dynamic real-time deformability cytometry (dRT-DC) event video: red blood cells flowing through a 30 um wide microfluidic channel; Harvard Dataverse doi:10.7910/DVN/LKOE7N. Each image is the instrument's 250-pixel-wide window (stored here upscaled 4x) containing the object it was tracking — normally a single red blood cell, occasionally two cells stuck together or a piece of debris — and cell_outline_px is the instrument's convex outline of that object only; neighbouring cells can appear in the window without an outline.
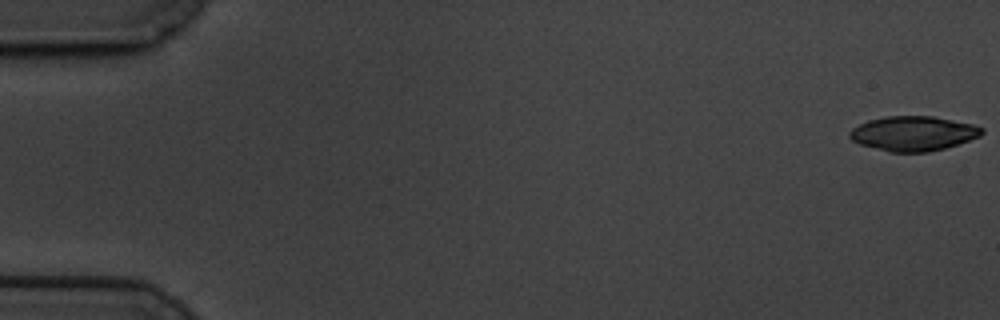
{"species": "common noctule bat (a hibernating species)", "species_latin": "Nyctalus noctula", "temperature_condition": "cold", "stored_images_in_passage": 60, "camera_frame_rate_fps": 3000, "um_per_image_px": 0.085, "animal": {"sex": "male", "body_mass_g": 19.5, "forearm_length_mm": 54.6}, "frame": {"image": 1, "passage_image": 1, "time_ms": 0.0, "image_size_px": [1000, 320], "cell_outline_px": [[984, 132], [980, 136], [944, 148], [928, 152], [888, 152], [860, 144], [852, 140], [848, 136], [848, 132], [852, 128], [868, 120], [884, 116], [932, 116], [972, 124], [984, 128]], "centroid_in_image_um": [77.59, 11.34], "position_along_channel_um": 7.4, "area_um2": 26.65}}
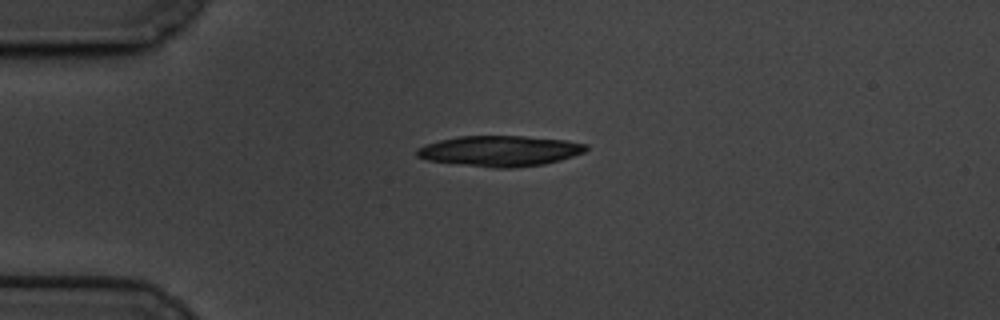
{"frame": {"image": 2, "passage_image": 15, "time_ms": 4.667, "image_size_px": [1000, 320], "cell_outline_px": [[588, 148], [584, 152], [560, 160], [544, 164], [512, 168], [496, 168], [428, 160], [416, 156], [416, 148], [440, 140], [460, 136], [524, 136], [568, 140], [588, 144]], "centroid_in_image_um": [42.53, 12.82], "position_along_channel_um": 42.5, "area_um2": 30.0}}